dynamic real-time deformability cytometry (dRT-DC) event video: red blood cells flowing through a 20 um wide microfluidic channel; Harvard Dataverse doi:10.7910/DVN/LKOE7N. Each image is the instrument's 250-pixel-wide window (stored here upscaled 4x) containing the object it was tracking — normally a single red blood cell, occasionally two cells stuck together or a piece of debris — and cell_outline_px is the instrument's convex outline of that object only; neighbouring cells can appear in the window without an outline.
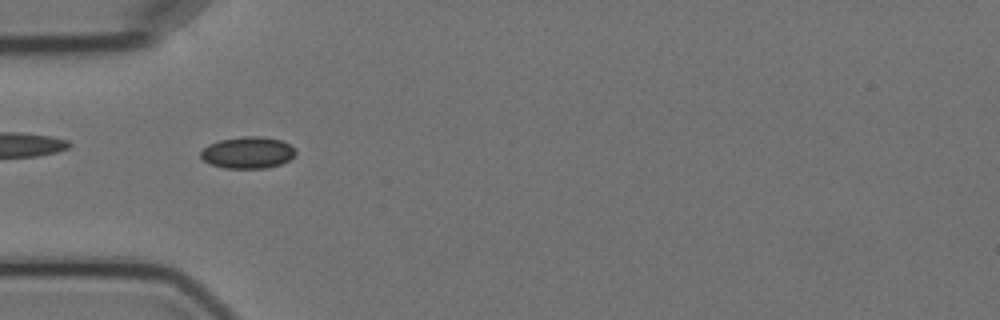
{"species": "Egyptian fruit bat (a non-hibernating species)", "species_latin": "Rousettus aegyptiacus", "temperature_condition": "cold", "stored_images_in_passage": 8, "camera_frame_rate_fps": 3000, "um_per_image_px": 0.085, "animal": {"sex": "female"}, "frame": {"image": 1, "passage_image": 6, "time_ms": 5.667, "image_size_px": [1000, 320], "cell_outline_px": [[296, 152], [288, 160], [280, 164], [268, 168], [224, 168], [212, 164], [204, 160], [200, 156], [200, 152], [208, 144], [220, 140], [244, 136], [260, 136], [280, 140], [296, 148]], "centroid_in_image_um": [21.05, 12.97], "position_along_channel_um": 63.9, "area_um2": 17.4}}
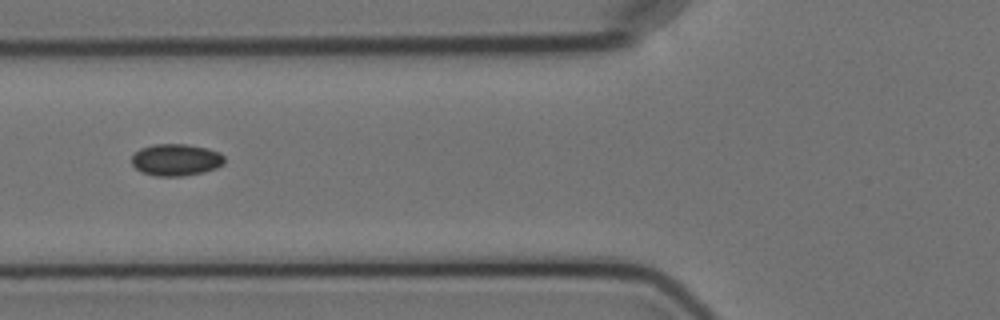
{"frame": {"image": 2, "passage_image": 7, "time_ms": 7.0, "image_size_px": [1000, 320], "cell_outline_px": [[224, 164], [216, 168], [204, 172], [184, 176], [156, 176], [140, 172], [132, 164], [132, 156], [140, 148], [152, 144], [184, 144], [208, 148], [220, 152], [224, 156]], "centroid_in_image_um": [14.97, 13.58], "position_along_channel_um": 110.8, "area_um2": 17.4}}
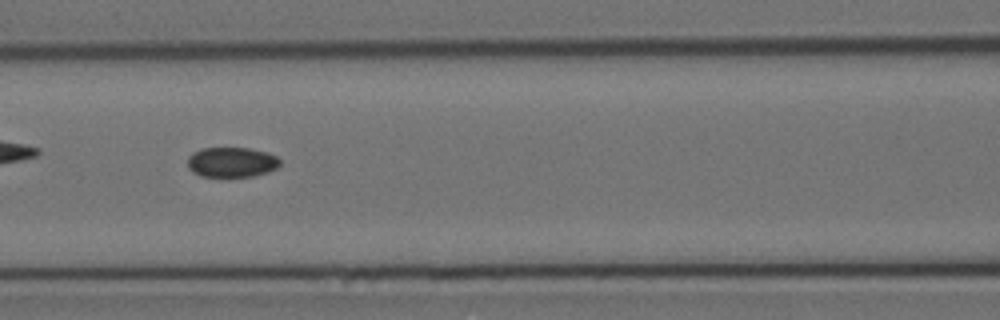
{"frame": {"image": 3, "passage_image": 8, "time_ms": 8.0, "image_size_px": [1000, 320], "cell_outline_px": [[280, 164], [276, 168], [268, 172], [252, 176], [200, 176], [192, 172], [188, 168], [188, 156], [192, 152], [200, 148], [248, 148], [268, 152], [276, 156], [280, 160]], "centroid_in_image_um": [19.67, 13.77], "position_along_channel_um": 146.9, "area_um2": 16.24}}